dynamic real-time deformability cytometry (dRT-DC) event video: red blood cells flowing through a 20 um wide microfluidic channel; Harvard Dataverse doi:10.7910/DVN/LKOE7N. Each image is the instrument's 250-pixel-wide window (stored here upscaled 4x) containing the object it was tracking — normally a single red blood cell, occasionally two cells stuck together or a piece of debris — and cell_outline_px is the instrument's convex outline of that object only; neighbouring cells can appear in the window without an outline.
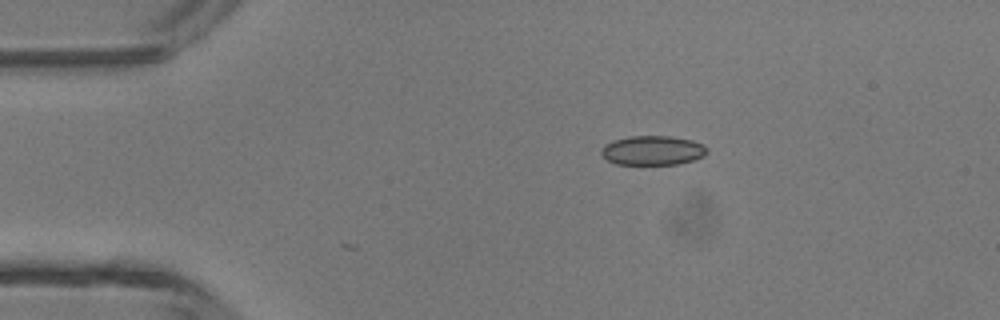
{"species": "common noctule bat (a hibernating species)", "species_latin": "Nyctalus noctula", "temperature_condition": "room temperature", "stored_images_in_passage": 2, "camera_frame_rate_fps": 3000, "um_per_image_px": 0.085, "animal": {"sex": "male", "body_mass_g": 13.3}, "frame": {"image": 1, "passage_image": 1, "time_ms": 0.0, "image_size_px": [1000, 320], "cell_outline_px": [[708, 152], [704, 156], [696, 160], [680, 164], [616, 164], [608, 160], [600, 152], [600, 148], [604, 144], [612, 140], [628, 136], [672, 136], [692, 140], [704, 144], [708, 148]], "centroid_in_image_um": [55.5, 12.78], "position_along_channel_um": 29.5, "area_um2": 18.44}}